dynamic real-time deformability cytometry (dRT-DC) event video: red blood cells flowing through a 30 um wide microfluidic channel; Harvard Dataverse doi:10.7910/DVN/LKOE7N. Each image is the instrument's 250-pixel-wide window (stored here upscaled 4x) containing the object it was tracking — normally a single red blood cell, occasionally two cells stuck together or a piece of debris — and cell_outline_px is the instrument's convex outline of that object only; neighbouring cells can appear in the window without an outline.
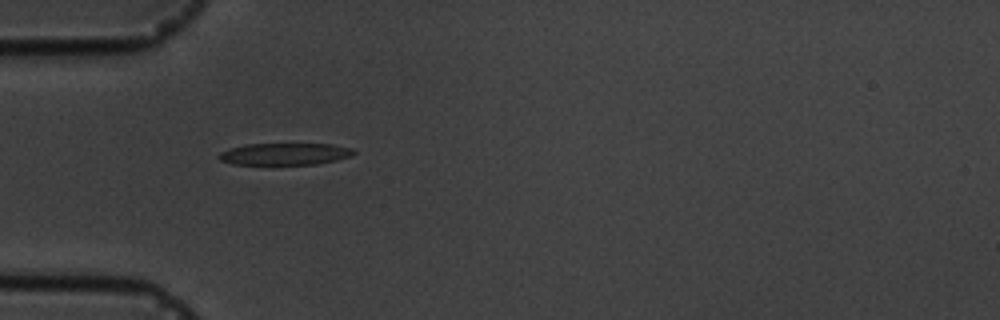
{"species": "common noctule bat (a hibernating species)", "species_latin": "Nyctalus noctula", "temperature_condition": "cold", "stored_images_in_passage": 8, "camera_frame_rate_fps": 3000, "um_per_image_px": 0.085, "animal": {"sex": "male", "body_mass_g": 19.5, "forearm_length_mm": 54.6}, "frame": {"image": 1, "passage_image": 5, "time_ms": 5.333, "image_size_px": [1000, 320], "cell_outline_px": [[356, 152], [352, 156], [336, 160], [316, 164], [232, 164], [220, 160], [216, 156], [220, 152], [228, 148], [244, 144], [332, 144], [352, 148]], "centroid_in_image_um": [24.18, 13.08], "position_along_channel_um": 60.8, "area_um2": 17.28}}
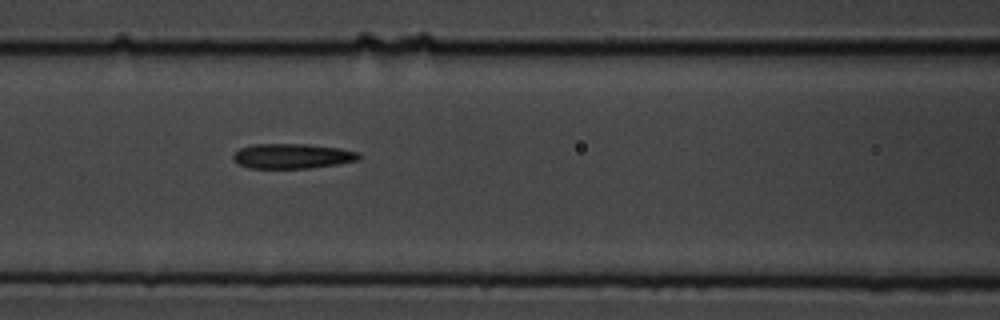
{"frame": {"image": 2, "passage_image": 7, "time_ms": 7.667, "image_size_px": [1000, 320], "cell_outline_px": [[360, 160], [340, 164], [312, 168], [248, 168], [240, 164], [232, 156], [240, 148], [252, 144], [304, 144], [340, 148], [360, 152]], "centroid_in_image_um": [24.91, 13.27], "position_along_channel_um": 141.7, "area_um2": 18.32}}
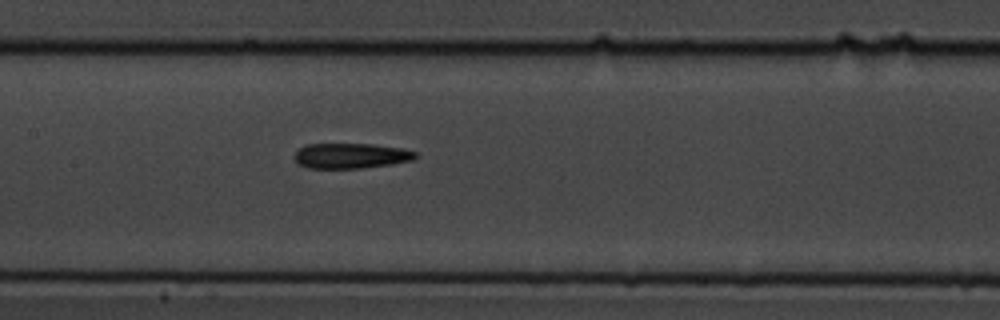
{"frame": {"image": 3, "passage_image": 8, "time_ms": 8.667, "image_size_px": [1000, 320], "cell_outline_px": [[420, 156], [412, 160], [392, 164], [360, 168], [308, 168], [296, 164], [296, 152], [300, 148], [308, 144], [372, 144], [400, 148], [416, 152]], "centroid_in_image_um": [29.84, 13.24], "position_along_channel_um": 177.6, "area_um2": 17.74}}